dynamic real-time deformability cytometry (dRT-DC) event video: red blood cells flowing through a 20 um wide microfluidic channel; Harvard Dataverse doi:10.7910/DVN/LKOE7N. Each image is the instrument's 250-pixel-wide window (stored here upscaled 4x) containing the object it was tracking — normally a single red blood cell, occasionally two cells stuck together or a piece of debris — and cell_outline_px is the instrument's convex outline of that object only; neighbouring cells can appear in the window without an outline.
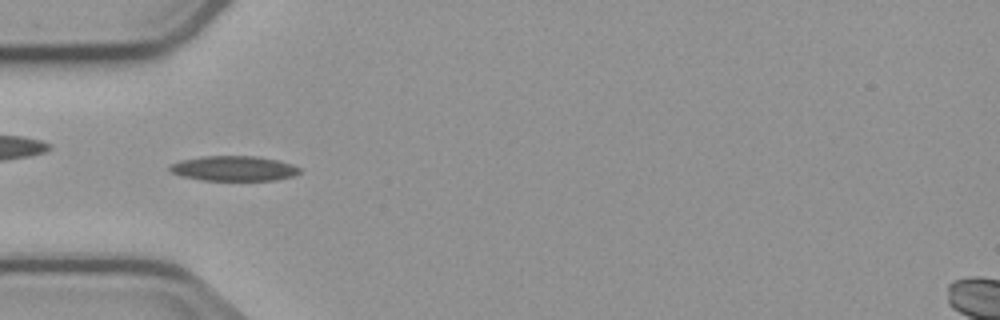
{"species": "common noctule bat (a hibernating species)", "species_latin": "Nyctalus noctula", "temperature_condition": "cold", "stored_images_in_passage": 7, "camera_frame_rate_fps": 3000, "um_per_image_px": 0.085, "animal": {"sex": "male", "body_mass_g": 23.1, "forearm_length_mm": 52.7}, "frame": {"image": 1, "passage_image": 3, "time_ms": 3.333, "image_size_px": [1000, 320], "cell_outline_px": [[300, 172], [292, 176], [276, 180], [204, 180], [180, 176], [172, 172], [168, 168], [172, 164], [180, 160], [200, 156], [256, 156], [280, 160], [292, 164], [300, 168]], "centroid_in_image_um": [19.88, 14.31], "position_along_channel_um": 65.1, "area_um2": 18.96}}
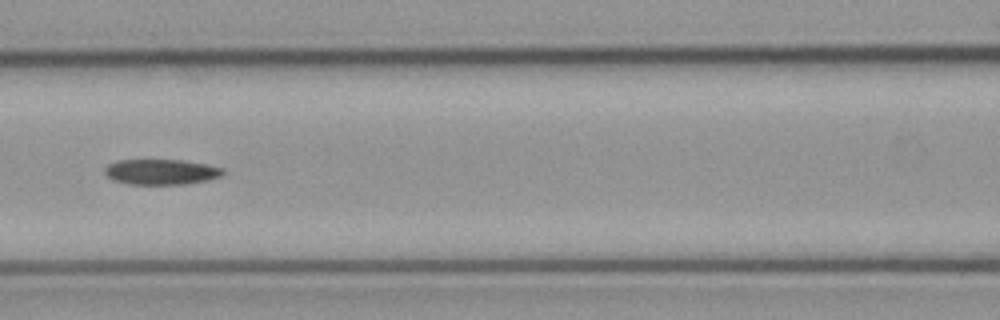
{"frame": {"image": 2, "passage_image": 5, "time_ms": 5.667, "image_size_px": [1000, 320], "cell_outline_px": [[224, 176], [208, 180], [188, 184], [128, 184], [112, 180], [104, 172], [104, 168], [108, 164], [116, 160], [180, 160], [208, 164], [224, 168]], "centroid_in_image_um": [13.72, 14.61], "position_along_channel_um": 152.9, "area_um2": 17.74}}
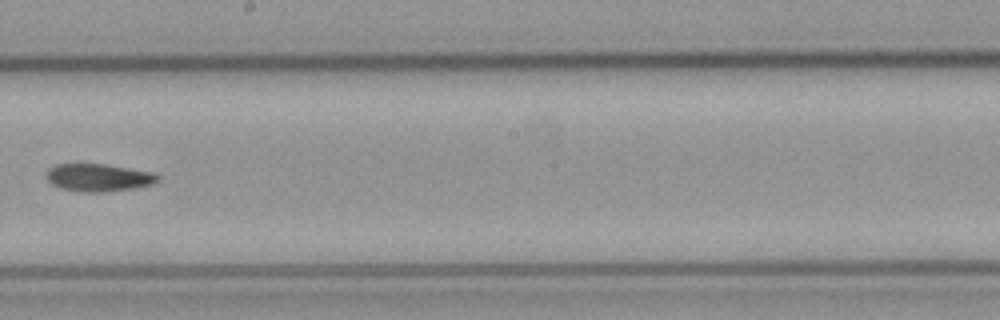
{"frame": {"image": 3, "passage_image": 7, "time_ms": 8.0, "image_size_px": [1000, 320], "cell_outline_px": [[160, 180], [152, 184], [136, 188], [104, 192], [76, 192], [60, 188], [52, 184], [48, 180], [48, 168], [56, 164], [104, 164], [152, 172], [160, 176]], "centroid_in_image_um": [8.39, 15.1], "position_along_channel_um": 239.8, "area_um2": 17.98}}